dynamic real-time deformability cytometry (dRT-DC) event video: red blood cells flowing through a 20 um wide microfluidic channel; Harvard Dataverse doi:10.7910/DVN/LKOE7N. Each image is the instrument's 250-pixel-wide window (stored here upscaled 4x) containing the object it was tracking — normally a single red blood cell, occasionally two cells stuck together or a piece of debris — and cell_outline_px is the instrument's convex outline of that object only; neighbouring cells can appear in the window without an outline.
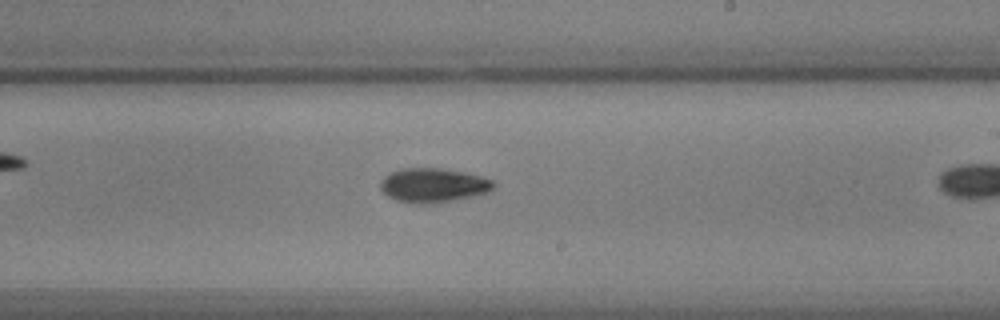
{"species": "common noctule bat (a hibernating species)", "species_latin": "Nyctalus noctula", "temperature_condition": "warm", "stored_images_in_passage": 37, "camera_frame_rate_fps": 3000, "um_per_image_px": 0.085, "animal": {"sex": "male", "body_mass_g": 17.9, "forearm_length_mm": 54.2}, "frame": {"image": 1, "passage_image": 27, "time_ms": 8.667, "image_size_px": [1000, 320], "cell_outline_px": [[496, 188], [488, 192], [472, 196], [424, 204], [396, 200], [388, 196], [380, 188], [380, 180], [384, 176], [400, 168], [440, 168], [464, 172], [480, 176], [492, 180], [496, 184]], "centroid_in_image_um": [36.82, 15.72], "position_along_channel_um": 252.2, "area_um2": 22.31}}